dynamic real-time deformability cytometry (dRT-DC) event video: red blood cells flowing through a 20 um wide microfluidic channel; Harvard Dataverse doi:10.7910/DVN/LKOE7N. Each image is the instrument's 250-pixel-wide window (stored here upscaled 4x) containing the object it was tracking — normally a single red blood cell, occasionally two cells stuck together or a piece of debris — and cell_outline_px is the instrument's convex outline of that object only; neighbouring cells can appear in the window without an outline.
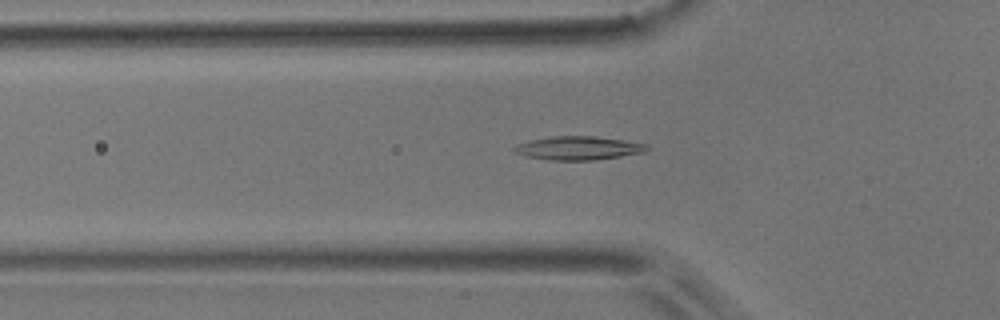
{"species": "common noctule bat (a hibernating species)", "species_latin": "Nyctalus noctula", "temperature_condition": "room temperature", "stored_images_in_passage": 44, "camera_frame_rate_fps": 3000, "um_per_image_px": 0.085, "animal": {"sex": "male", "body_mass_g": 17.9}, "frame": {"image": 1, "passage_image": 8, "time_ms": 2.333, "image_size_px": [1000, 320], "cell_outline_px": [[648, 148], [644, 152], [620, 156], [592, 160], [548, 160], [528, 156], [516, 152], [512, 148], [516, 144], [532, 140], [552, 136], [592, 136], [648, 144]], "centroid_in_image_um": [49.14, 12.59], "position_along_channel_um": 76.7, "area_um2": 17.86}}
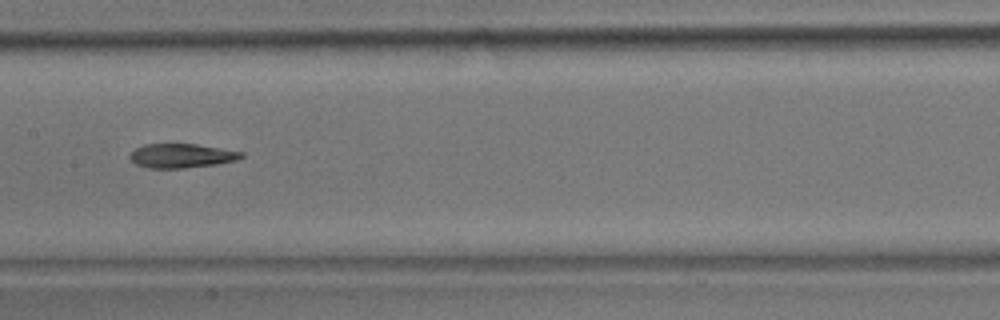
{"frame": {"image": 2, "passage_image": 17, "time_ms": 5.333, "image_size_px": [1000, 320], "cell_outline_px": [[244, 156], [236, 160], [216, 164], [184, 168], [148, 168], [136, 164], [128, 156], [136, 148], [144, 144], [196, 144], [244, 152]], "centroid_in_image_um": [15.43, 13.24], "position_along_channel_um": 192.0, "area_um2": 15.61}}
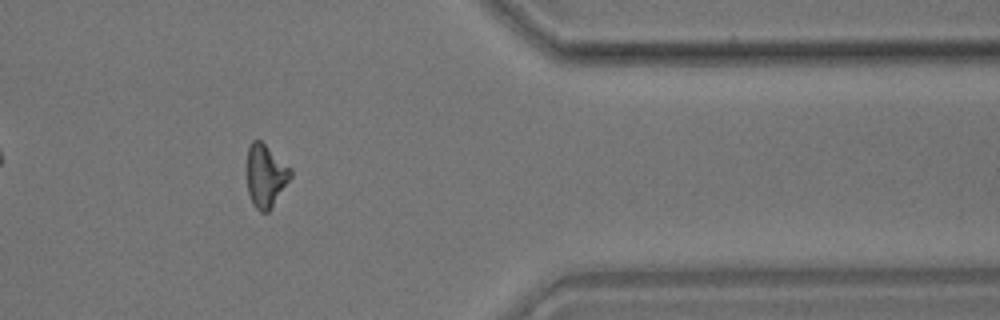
{"frame": {"image": 3, "passage_image": 34, "time_ms": 11.0, "image_size_px": [1000, 320], "cell_outline_px": [[292, 176], [268, 212], [260, 212], [252, 204], [248, 192], [248, 144], [252, 140], [260, 140], [292, 168]], "centroid_in_image_um": [22.59, 14.93], "position_along_channel_um": 388.8, "area_um2": 15.84}, "authors_computed_cell_mechanics": {"area_um2": 16.5019, "velocity_mm_per_s": 3.8092, "shape_relaxation_time_tau1_ms": null, "shape_relaxation_time_tau2_ms": 3.958, "deformation_change_tau1": null, "deformation_change_tau2": 0.1232}}